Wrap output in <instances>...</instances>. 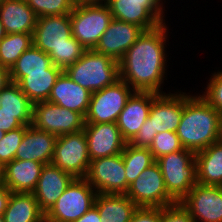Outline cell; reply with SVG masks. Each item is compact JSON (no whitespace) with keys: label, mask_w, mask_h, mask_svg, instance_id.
<instances>
[{"label":"cell","mask_w":222,"mask_h":222,"mask_svg":"<svg viewBox=\"0 0 222 222\" xmlns=\"http://www.w3.org/2000/svg\"><path fill=\"white\" fill-rule=\"evenodd\" d=\"M219 118L220 113L201 95L190 96L176 130L182 147L197 153L216 143Z\"/></svg>","instance_id":"obj_2"},{"label":"cell","mask_w":222,"mask_h":222,"mask_svg":"<svg viewBox=\"0 0 222 222\" xmlns=\"http://www.w3.org/2000/svg\"><path fill=\"white\" fill-rule=\"evenodd\" d=\"M195 160L198 184L222 186V143H213L195 153Z\"/></svg>","instance_id":"obj_25"},{"label":"cell","mask_w":222,"mask_h":222,"mask_svg":"<svg viewBox=\"0 0 222 222\" xmlns=\"http://www.w3.org/2000/svg\"><path fill=\"white\" fill-rule=\"evenodd\" d=\"M45 164L14 159L3 167V183L17 193H33Z\"/></svg>","instance_id":"obj_22"},{"label":"cell","mask_w":222,"mask_h":222,"mask_svg":"<svg viewBox=\"0 0 222 222\" xmlns=\"http://www.w3.org/2000/svg\"><path fill=\"white\" fill-rule=\"evenodd\" d=\"M90 98L91 92L74 82L63 71L52 87L48 101L80 113L85 118L89 108Z\"/></svg>","instance_id":"obj_21"},{"label":"cell","mask_w":222,"mask_h":222,"mask_svg":"<svg viewBox=\"0 0 222 222\" xmlns=\"http://www.w3.org/2000/svg\"><path fill=\"white\" fill-rule=\"evenodd\" d=\"M72 36L86 50L94 49L113 19L107 4L75 5L70 13Z\"/></svg>","instance_id":"obj_7"},{"label":"cell","mask_w":222,"mask_h":222,"mask_svg":"<svg viewBox=\"0 0 222 222\" xmlns=\"http://www.w3.org/2000/svg\"><path fill=\"white\" fill-rule=\"evenodd\" d=\"M134 92L127 82L119 78L112 85L91 93L85 124L116 123Z\"/></svg>","instance_id":"obj_8"},{"label":"cell","mask_w":222,"mask_h":222,"mask_svg":"<svg viewBox=\"0 0 222 222\" xmlns=\"http://www.w3.org/2000/svg\"><path fill=\"white\" fill-rule=\"evenodd\" d=\"M0 222H5L3 215H0Z\"/></svg>","instance_id":"obj_48"},{"label":"cell","mask_w":222,"mask_h":222,"mask_svg":"<svg viewBox=\"0 0 222 222\" xmlns=\"http://www.w3.org/2000/svg\"><path fill=\"white\" fill-rule=\"evenodd\" d=\"M22 126L23 124L18 120V114L0 112V130L9 132Z\"/></svg>","instance_id":"obj_39"},{"label":"cell","mask_w":222,"mask_h":222,"mask_svg":"<svg viewBox=\"0 0 222 222\" xmlns=\"http://www.w3.org/2000/svg\"><path fill=\"white\" fill-rule=\"evenodd\" d=\"M168 194L180 202L198 183L195 153L182 149L156 159Z\"/></svg>","instance_id":"obj_5"},{"label":"cell","mask_w":222,"mask_h":222,"mask_svg":"<svg viewBox=\"0 0 222 222\" xmlns=\"http://www.w3.org/2000/svg\"><path fill=\"white\" fill-rule=\"evenodd\" d=\"M191 96L180 92L158 94L150 107V114L138 134L129 142L134 147L149 148L157 133L176 132L182 118L184 102Z\"/></svg>","instance_id":"obj_3"},{"label":"cell","mask_w":222,"mask_h":222,"mask_svg":"<svg viewBox=\"0 0 222 222\" xmlns=\"http://www.w3.org/2000/svg\"><path fill=\"white\" fill-rule=\"evenodd\" d=\"M217 142L222 143V113L219 118L218 138Z\"/></svg>","instance_id":"obj_44"},{"label":"cell","mask_w":222,"mask_h":222,"mask_svg":"<svg viewBox=\"0 0 222 222\" xmlns=\"http://www.w3.org/2000/svg\"><path fill=\"white\" fill-rule=\"evenodd\" d=\"M57 136L28 125L15 159L49 164L54 155Z\"/></svg>","instance_id":"obj_20"},{"label":"cell","mask_w":222,"mask_h":222,"mask_svg":"<svg viewBox=\"0 0 222 222\" xmlns=\"http://www.w3.org/2000/svg\"><path fill=\"white\" fill-rule=\"evenodd\" d=\"M6 31L4 29V25L3 23L1 22V19H0V40L3 39L5 36H6Z\"/></svg>","instance_id":"obj_45"},{"label":"cell","mask_w":222,"mask_h":222,"mask_svg":"<svg viewBox=\"0 0 222 222\" xmlns=\"http://www.w3.org/2000/svg\"><path fill=\"white\" fill-rule=\"evenodd\" d=\"M13 192L3 183L0 185V215L7 209L10 196Z\"/></svg>","instance_id":"obj_40"},{"label":"cell","mask_w":222,"mask_h":222,"mask_svg":"<svg viewBox=\"0 0 222 222\" xmlns=\"http://www.w3.org/2000/svg\"><path fill=\"white\" fill-rule=\"evenodd\" d=\"M83 130L90 160L121 154L127 144L116 123L85 124Z\"/></svg>","instance_id":"obj_15"},{"label":"cell","mask_w":222,"mask_h":222,"mask_svg":"<svg viewBox=\"0 0 222 222\" xmlns=\"http://www.w3.org/2000/svg\"><path fill=\"white\" fill-rule=\"evenodd\" d=\"M73 222H101L97 207L93 205L88 212Z\"/></svg>","instance_id":"obj_41"},{"label":"cell","mask_w":222,"mask_h":222,"mask_svg":"<svg viewBox=\"0 0 222 222\" xmlns=\"http://www.w3.org/2000/svg\"><path fill=\"white\" fill-rule=\"evenodd\" d=\"M27 130V126L23 125L15 130L5 132L4 137L0 141V165L4 167L15 159L18 147Z\"/></svg>","instance_id":"obj_34"},{"label":"cell","mask_w":222,"mask_h":222,"mask_svg":"<svg viewBox=\"0 0 222 222\" xmlns=\"http://www.w3.org/2000/svg\"><path fill=\"white\" fill-rule=\"evenodd\" d=\"M167 28L164 22L144 31L118 61L119 78L134 91L163 94L161 85L167 70Z\"/></svg>","instance_id":"obj_1"},{"label":"cell","mask_w":222,"mask_h":222,"mask_svg":"<svg viewBox=\"0 0 222 222\" xmlns=\"http://www.w3.org/2000/svg\"><path fill=\"white\" fill-rule=\"evenodd\" d=\"M101 222H129L138 206L126 194H97Z\"/></svg>","instance_id":"obj_24"},{"label":"cell","mask_w":222,"mask_h":222,"mask_svg":"<svg viewBox=\"0 0 222 222\" xmlns=\"http://www.w3.org/2000/svg\"><path fill=\"white\" fill-rule=\"evenodd\" d=\"M64 72L91 93L102 90L119 79L118 61L93 49L86 50Z\"/></svg>","instance_id":"obj_4"},{"label":"cell","mask_w":222,"mask_h":222,"mask_svg":"<svg viewBox=\"0 0 222 222\" xmlns=\"http://www.w3.org/2000/svg\"><path fill=\"white\" fill-rule=\"evenodd\" d=\"M62 72L53 64L44 72L27 73L17 84L33 104L48 101L52 87Z\"/></svg>","instance_id":"obj_26"},{"label":"cell","mask_w":222,"mask_h":222,"mask_svg":"<svg viewBox=\"0 0 222 222\" xmlns=\"http://www.w3.org/2000/svg\"><path fill=\"white\" fill-rule=\"evenodd\" d=\"M10 82L9 69L0 65V91Z\"/></svg>","instance_id":"obj_42"},{"label":"cell","mask_w":222,"mask_h":222,"mask_svg":"<svg viewBox=\"0 0 222 222\" xmlns=\"http://www.w3.org/2000/svg\"><path fill=\"white\" fill-rule=\"evenodd\" d=\"M90 162L84 130L57 137L52 164L74 178H85Z\"/></svg>","instance_id":"obj_9"},{"label":"cell","mask_w":222,"mask_h":222,"mask_svg":"<svg viewBox=\"0 0 222 222\" xmlns=\"http://www.w3.org/2000/svg\"><path fill=\"white\" fill-rule=\"evenodd\" d=\"M180 202L194 222H222V186L197 183Z\"/></svg>","instance_id":"obj_14"},{"label":"cell","mask_w":222,"mask_h":222,"mask_svg":"<svg viewBox=\"0 0 222 222\" xmlns=\"http://www.w3.org/2000/svg\"><path fill=\"white\" fill-rule=\"evenodd\" d=\"M160 222H194L189 211L181 204L175 202L160 208Z\"/></svg>","instance_id":"obj_37"},{"label":"cell","mask_w":222,"mask_h":222,"mask_svg":"<svg viewBox=\"0 0 222 222\" xmlns=\"http://www.w3.org/2000/svg\"><path fill=\"white\" fill-rule=\"evenodd\" d=\"M0 112L18 114V120L25 126L31 125L33 121V103L22 92L19 85L9 82L0 91Z\"/></svg>","instance_id":"obj_28"},{"label":"cell","mask_w":222,"mask_h":222,"mask_svg":"<svg viewBox=\"0 0 222 222\" xmlns=\"http://www.w3.org/2000/svg\"><path fill=\"white\" fill-rule=\"evenodd\" d=\"M37 18L25 0L0 1V19L7 34L33 33Z\"/></svg>","instance_id":"obj_23"},{"label":"cell","mask_w":222,"mask_h":222,"mask_svg":"<svg viewBox=\"0 0 222 222\" xmlns=\"http://www.w3.org/2000/svg\"><path fill=\"white\" fill-rule=\"evenodd\" d=\"M126 195L138 207L161 208L176 202L168 194L162 172L156 162L139 174L129 185Z\"/></svg>","instance_id":"obj_11"},{"label":"cell","mask_w":222,"mask_h":222,"mask_svg":"<svg viewBox=\"0 0 222 222\" xmlns=\"http://www.w3.org/2000/svg\"><path fill=\"white\" fill-rule=\"evenodd\" d=\"M4 135H5V132L2 131V130H0V141L2 140V138L4 137Z\"/></svg>","instance_id":"obj_47"},{"label":"cell","mask_w":222,"mask_h":222,"mask_svg":"<svg viewBox=\"0 0 222 222\" xmlns=\"http://www.w3.org/2000/svg\"><path fill=\"white\" fill-rule=\"evenodd\" d=\"M182 149L183 147L176 132L168 131L157 133L149 147L155 160L163 155L174 153Z\"/></svg>","instance_id":"obj_35"},{"label":"cell","mask_w":222,"mask_h":222,"mask_svg":"<svg viewBox=\"0 0 222 222\" xmlns=\"http://www.w3.org/2000/svg\"><path fill=\"white\" fill-rule=\"evenodd\" d=\"M33 45V33H11L0 40V65L8 68Z\"/></svg>","instance_id":"obj_31"},{"label":"cell","mask_w":222,"mask_h":222,"mask_svg":"<svg viewBox=\"0 0 222 222\" xmlns=\"http://www.w3.org/2000/svg\"><path fill=\"white\" fill-rule=\"evenodd\" d=\"M53 65L50 56L32 45L9 70L10 81L18 83L27 73L44 72Z\"/></svg>","instance_id":"obj_29"},{"label":"cell","mask_w":222,"mask_h":222,"mask_svg":"<svg viewBox=\"0 0 222 222\" xmlns=\"http://www.w3.org/2000/svg\"><path fill=\"white\" fill-rule=\"evenodd\" d=\"M129 222H160V208L138 207Z\"/></svg>","instance_id":"obj_38"},{"label":"cell","mask_w":222,"mask_h":222,"mask_svg":"<svg viewBox=\"0 0 222 222\" xmlns=\"http://www.w3.org/2000/svg\"><path fill=\"white\" fill-rule=\"evenodd\" d=\"M75 5H84V4H107L108 0H73Z\"/></svg>","instance_id":"obj_43"},{"label":"cell","mask_w":222,"mask_h":222,"mask_svg":"<svg viewBox=\"0 0 222 222\" xmlns=\"http://www.w3.org/2000/svg\"><path fill=\"white\" fill-rule=\"evenodd\" d=\"M157 95L158 93L154 92L135 91L128 99L116 121L122 137L127 143L138 134L149 117L150 107Z\"/></svg>","instance_id":"obj_18"},{"label":"cell","mask_w":222,"mask_h":222,"mask_svg":"<svg viewBox=\"0 0 222 222\" xmlns=\"http://www.w3.org/2000/svg\"><path fill=\"white\" fill-rule=\"evenodd\" d=\"M86 48L73 36L67 39V43L57 49H51L48 53L53 64L63 71L79 60Z\"/></svg>","instance_id":"obj_32"},{"label":"cell","mask_w":222,"mask_h":222,"mask_svg":"<svg viewBox=\"0 0 222 222\" xmlns=\"http://www.w3.org/2000/svg\"><path fill=\"white\" fill-rule=\"evenodd\" d=\"M143 32L135 24L112 19L93 50L119 61Z\"/></svg>","instance_id":"obj_16"},{"label":"cell","mask_w":222,"mask_h":222,"mask_svg":"<svg viewBox=\"0 0 222 222\" xmlns=\"http://www.w3.org/2000/svg\"><path fill=\"white\" fill-rule=\"evenodd\" d=\"M127 180V191L129 185L135 181L139 174L156 162L149 148L134 147L127 143L122 151Z\"/></svg>","instance_id":"obj_30"},{"label":"cell","mask_w":222,"mask_h":222,"mask_svg":"<svg viewBox=\"0 0 222 222\" xmlns=\"http://www.w3.org/2000/svg\"><path fill=\"white\" fill-rule=\"evenodd\" d=\"M32 125L58 137L82 131L85 118L80 113L44 101L33 104Z\"/></svg>","instance_id":"obj_10"},{"label":"cell","mask_w":222,"mask_h":222,"mask_svg":"<svg viewBox=\"0 0 222 222\" xmlns=\"http://www.w3.org/2000/svg\"><path fill=\"white\" fill-rule=\"evenodd\" d=\"M162 0H108L113 19L135 24L144 31L163 24Z\"/></svg>","instance_id":"obj_12"},{"label":"cell","mask_w":222,"mask_h":222,"mask_svg":"<svg viewBox=\"0 0 222 222\" xmlns=\"http://www.w3.org/2000/svg\"><path fill=\"white\" fill-rule=\"evenodd\" d=\"M72 36L70 14L38 17L33 32V45L45 53L67 43Z\"/></svg>","instance_id":"obj_17"},{"label":"cell","mask_w":222,"mask_h":222,"mask_svg":"<svg viewBox=\"0 0 222 222\" xmlns=\"http://www.w3.org/2000/svg\"><path fill=\"white\" fill-rule=\"evenodd\" d=\"M38 17L70 14L73 0H25Z\"/></svg>","instance_id":"obj_33"},{"label":"cell","mask_w":222,"mask_h":222,"mask_svg":"<svg viewBox=\"0 0 222 222\" xmlns=\"http://www.w3.org/2000/svg\"><path fill=\"white\" fill-rule=\"evenodd\" d=\"M3 217L5 222H45V213L33 193L13 192Z\"/></svg>","instance_id":"obj_27"},{"label":"cell","mask_w":222,"mask_h":222,"mask_svg":"<svg viewBox=\"0 0 222 222\" xmlns=\"http://www.w3.org/2000/svg\"><path fill=\"white\" fill-rule=\"evenodd\" d=\"M74 177L56 167L54 164H45L33 192L40 209L46 213L56 202Z\"/></svg>","instance_id":"obj_19"},{"label":"cell","mask_w":222,"mask_h":222,"mask_svg":"<svg viewBox=\"0 0 222 222\" xmlns=\"http://www.w3.org/2000/svg\"><path fill=\"white\" fill-rule=\"evenodd\" d=\"M97 192L85 178H74L45 213V222H73L94 205Z\"/></svg>","instance_id":"obj_6"},{"label":"cell","mask_w":222,"mask_h":222,"mask_svg":"<svg viewBox=\"0 0 222 222\" xmlns=\"http://www.w3.org/2000/svg\"><path fill=\"white\" fill-rule=\"evenodd\" d=\"M85 179L97 194H126L127 180L122 153L91 160Z\"/></svg>","instance_id":"obj_13"},{"label":"cell","mask_w":222,"mask_h":222,"mask_svg":"<svg viewBox=\"0 0 222 222\" xmlns=\"http://www.w3.org/2000/svg\"><path fill=\"white\" fill-rule=\"evenodd\" d=\"M206 89L204 94H202L201 96L221 114L222 113V71L214 73L210 77Z\"/></svg>","instance_id":"obj_36"},{"label":"cell","mask_w":222,"mask_h":222,"mask_svg":"<svg viewBox=\"0 0 222 222\" xmlns=\"http://www.w3.org/2000/svg\"><path fill=\"white\" fill-rule=\"evenodd\" d=\"M3 184V167L0 165V185Z\"/></svg>","instance_id":"obj_46"}]
</instances>
